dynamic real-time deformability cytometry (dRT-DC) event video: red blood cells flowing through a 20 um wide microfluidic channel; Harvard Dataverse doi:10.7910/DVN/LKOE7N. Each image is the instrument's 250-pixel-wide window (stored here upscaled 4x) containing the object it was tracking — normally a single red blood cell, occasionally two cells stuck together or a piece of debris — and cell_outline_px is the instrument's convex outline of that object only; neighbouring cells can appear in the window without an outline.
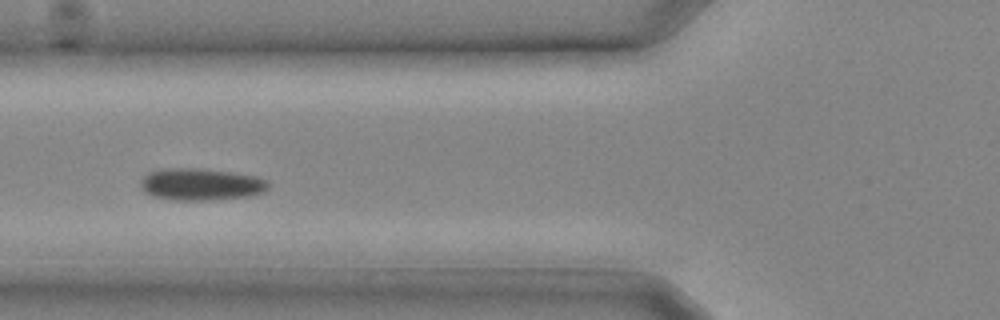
{"species": "common noctule bat (a hibernating species)", "species_latin": "Nyctalus noctula", "temperature_condition": "cold", "stored_images_in_passage": 12, "camera_frame_rate_fps": 3000, "um_per_image_px": 0.085, "animal": {"sex": "male", "body_mass_g": 20.4}, "frame": {"image": 1, "passage_image": 9, "time_ms": 2.667, "image_size_px": [1000, 320], "cell_outline_px": [[268, 188], [252, 196], [212, 200], [172, 200], [152, 196], [144, 192], [140, 184], [140, 180], [144, 176], [152, 172], [172, 168], [196, 168], [232, 172], [256, 176], [264, 180], [268, 184]], "centroid_in_image_um": [17.06, 15.68], "position_along_channel_um": 108.7, "area_um2": 23.64}}
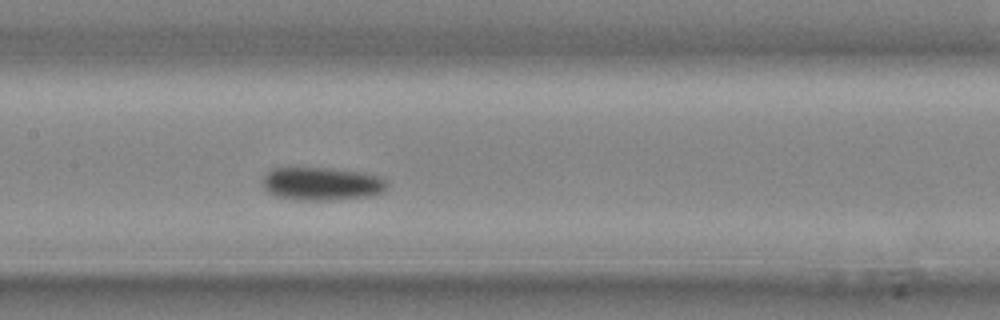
{"frame": {"image": 2, "passage_image": 12, "time_ms": 3.667, "image_size_px": [1000, 320], "cell_outline_px": [[388, 188], [384, 192], [372, 196], [332, 200], [296, 200], [276, 196], [268, 192], [264, 188], [260, 180], [272, 168], [332, 168], [364, 172], [380, 176], [388, 180]], "centroid_in_image_um": [27.4, 15.62], "position_along_channel_um": 180.0, "area_um2": 24.57}}